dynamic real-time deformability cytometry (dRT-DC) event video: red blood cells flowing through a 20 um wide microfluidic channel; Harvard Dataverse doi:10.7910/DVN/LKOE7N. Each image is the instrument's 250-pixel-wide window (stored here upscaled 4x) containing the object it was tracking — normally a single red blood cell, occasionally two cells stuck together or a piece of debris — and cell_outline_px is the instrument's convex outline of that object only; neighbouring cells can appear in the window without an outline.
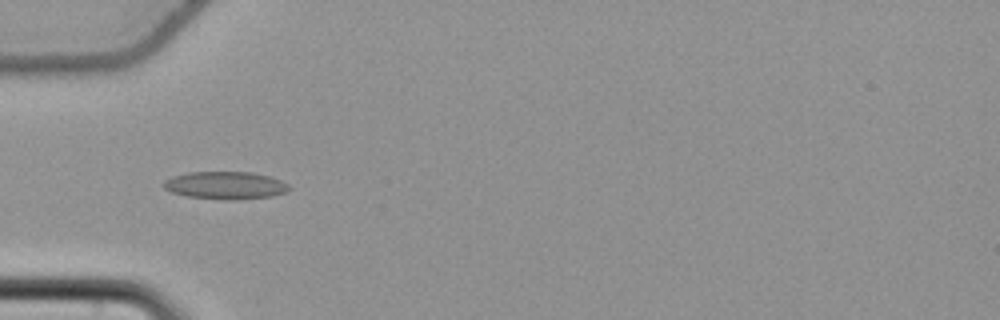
{"species": "common noctule bat (a hibernating species)", "species_latin": "Nyctalus noctula", "temperature_condition": "cold", "stored_images_in_passage": 13, "camera_frame_rate_fps": 3000, "um_per_image_px": 0.085, "animal": {"sex": "female", "body_mass_g": 22.7, "forearm_length_mm": 54.2}, "frame": {"image": 1, "passage_image": 3, "time_ms": 0.667, "image_size_px": [1000, 320], "cell_outline_px": [[292, 188], [284, 192], [272, 196], [236, 200], [228, 200], [188, 196], [172, 192], [164, 188], [164, 180], [172, 176], [188, 172], [252, 172], [268, 176], [280, 180], [288, 184]], "centroid_in_image_um": [19.16, 15.75], "position_along_channel_um": 65.8, "area_um2": 20.11}}
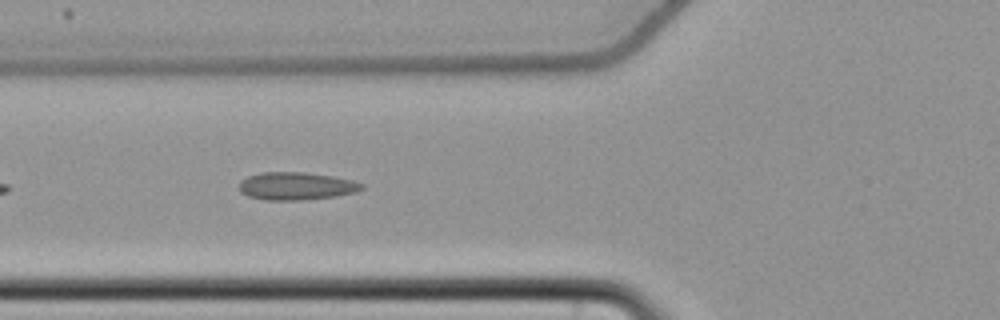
{"frame": {"image": 2, "passage_image": 6, "time_ms": 1.667, "image_size_px": [1000, 320], "cell_outline_px": [[364, 188], [356, 192], [336, 196], [304, 200], [264, 200], [248, 196], [240, 192], [240, 180], [248, 176], [260, 172], [304, 172], [332, 176], [352, 180], [364, 184]], "centroid_in_image_um": [25.18, 15.81], "position_along_channel_um": 100.6, "area_um2": 19.94}}
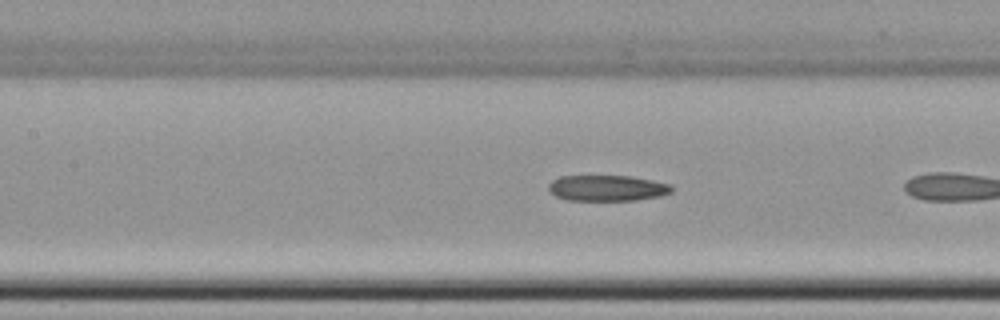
{"frame": {"image": 3, "passage_image": 8, "time_ms": 2.333, "image_size_px": [1000, 320], "cell_outline_px": [[672, 192], [660, 196], [636, 200], [568, 200], [556, 196], [548, 188], [548, 184], [552, 180], [560, 176], [632, 176], [672, 184]], "centroid_in_image_um": [51.63, 15.98], "position_along_channel_um": 155.8, "area_um2": 18.55}}